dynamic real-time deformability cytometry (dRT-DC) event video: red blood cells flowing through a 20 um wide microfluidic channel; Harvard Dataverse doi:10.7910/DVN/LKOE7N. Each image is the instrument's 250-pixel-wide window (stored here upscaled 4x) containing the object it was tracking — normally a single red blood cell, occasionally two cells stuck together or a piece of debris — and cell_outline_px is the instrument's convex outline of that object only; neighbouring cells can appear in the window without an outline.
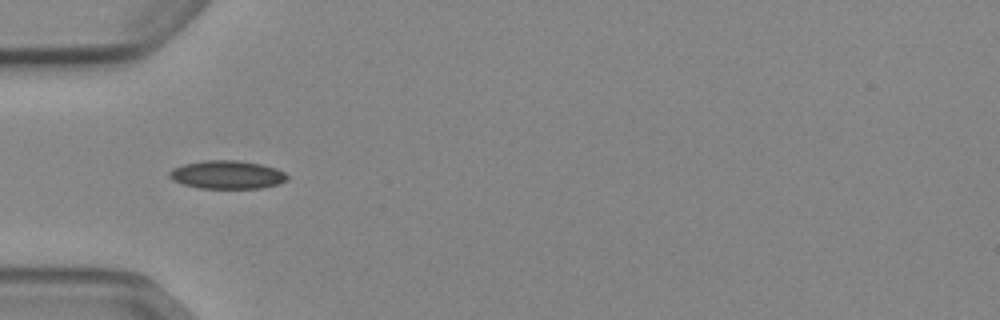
{"species": "Egyptian fruit bat (a non-hibernating species)", "species_latin": "Rousettus aegyptiacus", "temperature_condition": "cold", "stored_images_in_passage": 11, "camera_frame_rate_fps": 3000, "um_per_image_px": 0.085, "animal": {"sex": "female"}, "frame": {"image": 1, "passage_image": 4, "time_ms": 1.0, "image_size_px": [1000, 320], "cell_outline_px": [[288, 180], [276, 184], [260, 188], [200, 188], [184, 184], [172, 180], [168, 176], [168, 172], [172, 168], [184, 164], [204, 160], [236, 160], [260, 164], [276, 168], [284, 172], [288, 176]], "centroid_in_image_um": [19.28, 14.84], "position_along_channel_um": 65.7, "area_um2": 19.36}}
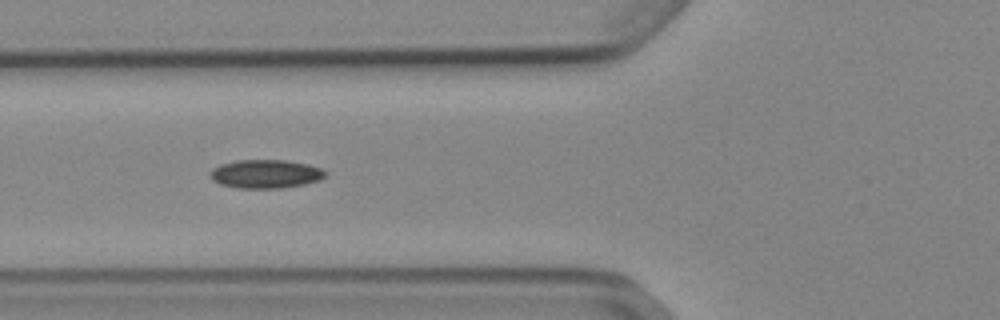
{"frame": {"image": 2, "passage_image": 7, "time_ms": 2.0, "image_size_px": [1000, 320], "cell_outline_px": [[328, 172], [320, 180], [304, 184], [280, 188], [236, 188], [220, 184], [212, 180], [212, 168], [220, 164], [236, 160], [288, 160], [308, 164], [320, 168]], "centroid_in_image_um": [22.59, 14.78], "position_along_channel_um": 103.2, "area_um2": 19.19}}